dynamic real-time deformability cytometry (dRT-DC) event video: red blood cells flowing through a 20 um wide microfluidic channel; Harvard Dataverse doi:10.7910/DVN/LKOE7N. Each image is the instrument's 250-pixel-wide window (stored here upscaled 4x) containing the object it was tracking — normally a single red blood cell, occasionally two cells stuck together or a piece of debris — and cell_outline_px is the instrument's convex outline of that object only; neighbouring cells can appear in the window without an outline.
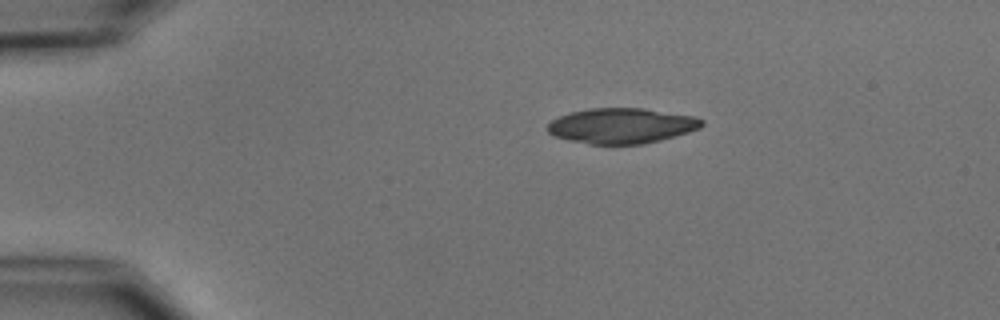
{"species": "common noctule bat (a hibernating species)", "species_latin": "Nyctalus noctula", "temperature_condition": "cold", "stored_images_in_passage": 5, "camera_frame_rate_fps": 3000, "um_per_image_px": 0.085, "animal": {"sex": "male", "body_mass_g": 15.6}, "frame": {"image": 1, "passage_image": 1, "time_ms": 0.0, "image_size_px": [1000, 320], "cell_outline_px": [[704, 124], [700, 128], [688, 132], [660, 140], [644, 144], [588, 144], [568, 140], [556, 136], [548, 132], [548, 124], [552, 120], [560, 116], [572, 112], [588, 108], [644, 108], [692, 116], [704, 120]], "centroid_in_image_um": [52.84, 10.69], "position_along_channel_um": 32.2, "area_um2": 31.62}}